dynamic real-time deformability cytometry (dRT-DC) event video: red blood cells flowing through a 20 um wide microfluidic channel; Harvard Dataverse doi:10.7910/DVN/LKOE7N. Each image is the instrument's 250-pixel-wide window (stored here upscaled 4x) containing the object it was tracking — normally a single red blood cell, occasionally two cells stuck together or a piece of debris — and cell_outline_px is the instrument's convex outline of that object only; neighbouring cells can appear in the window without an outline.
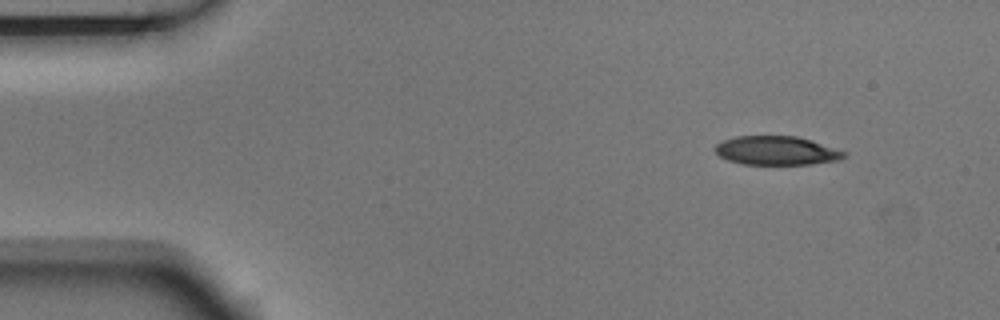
{"species": "Egyptian fruit bat (a non-hibernating species)", "species_latin": "Rousettus aegyptiacus", "temperature_condition": "room temperature", "stored_images_in_passage": 5, "camera_frame_rate_fps": 3000, "um_per_image_px": 0.085, "animal": {"sex": "male"}, "frame": {"image": 1, "passage_image": 1, "time_ms": 0.0, "image_size_px": [1000, 320], "cell_outline_px": [[848, 156], [840, 160], [812, 164], [740, 164], [728, 160], [720, 156], [712, 148], [716, 144], [724, 140], [736, 136], [796, 136], [848, 152]], "centroid_in_image_um": [66.01, 12.81], "position_along_channel_um": 19.0, "area_um2": 21.73}}
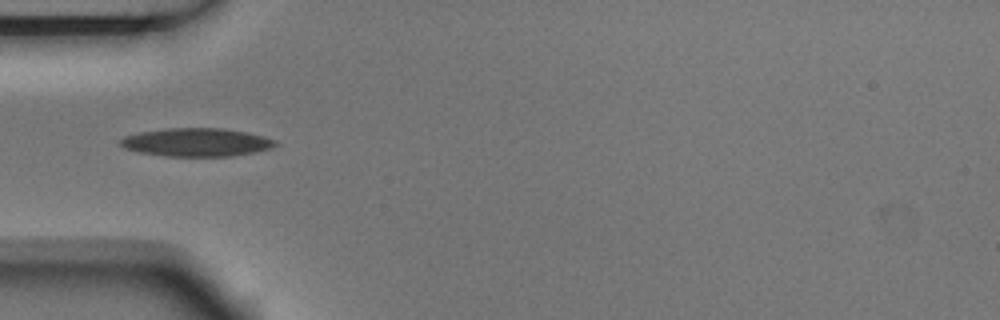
{"frame": {"image": 2, "passage_image": 4, "time_ms": 1.0, "image_size_px": [1000, 320], "cell_outline_px": [[280, 144], [272, 148], [232, 156], [164, 156], [140, 152], [124, 148], [120, 144], [120, 140], [124, 136], [140, 132], [164, 128], [220, 128], [248, 132], [264, 136], [276, 140]], "centroid_in_image_um": [16.72, 12.09], "position_along_channel_um": 68.3, "area_um2": 25.61}}
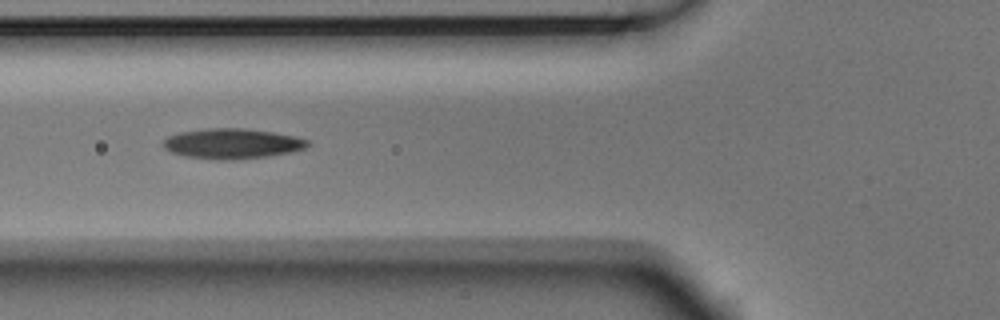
{"frame": {"image": 3, "passage_image": 5, "time_ms": 1.333, "image_size_px": [1000, 320], "cell_outline_px": [[312, 144], [304, 148], [288, 152], [264, 156], [232, 160], [216, 160], [184, 156], [172, 152], [164, 148], [164, 140], [168, 136], [180, 132], [208, 128], [244, 128], [272, 132], [296, 136], [308, 140]], "centroid_in_image_um": [19.72, 12.2], "position_along_channel_um": 106.1, "area_um2": 25.26}}